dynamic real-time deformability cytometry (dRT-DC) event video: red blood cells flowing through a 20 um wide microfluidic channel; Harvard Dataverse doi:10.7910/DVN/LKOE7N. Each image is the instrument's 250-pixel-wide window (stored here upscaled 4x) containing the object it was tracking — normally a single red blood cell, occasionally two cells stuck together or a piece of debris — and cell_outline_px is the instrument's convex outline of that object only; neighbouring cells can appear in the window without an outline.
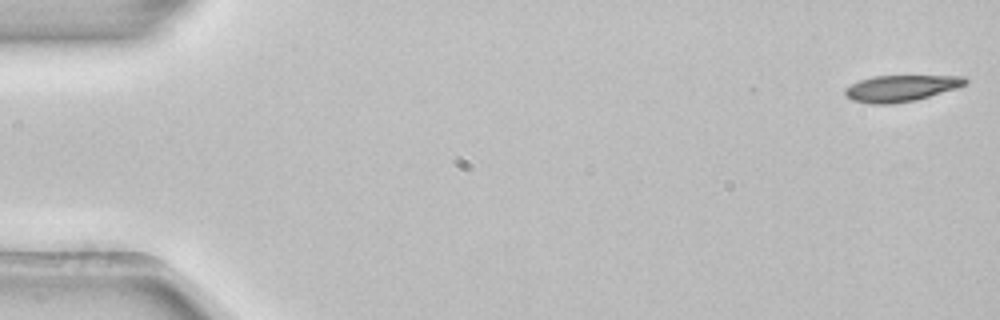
{"species": "common noctule bat (a hibernating species)", "species_latin": "Nyctalus noctula", "temperature_condition": "room temperature", "stored_images_in_passage": 4, "camera_frame_rate_fps": 3000, "um_per_image_px": 0.085, "animal": {"sex": "female", "body_mass_g": 22.7, "forearm_length_mm": 54.2}, "frame": {"image": 1, "passage_image": 1, "time_ms": 0.0, "image_size_px": [1000, 320], "cell_outline_px": [[968, 80], [964, 84], [956, 88], [916, 100], [892, 104], [872, 104], [852, 100], [844, 92], [844, 88], [860, 80], [872, 76], [964, 76]], "centroid_in_image_um": [76.56, 7.5], "position_along_channel_um": 8.4, "area_um2": 18.26}}
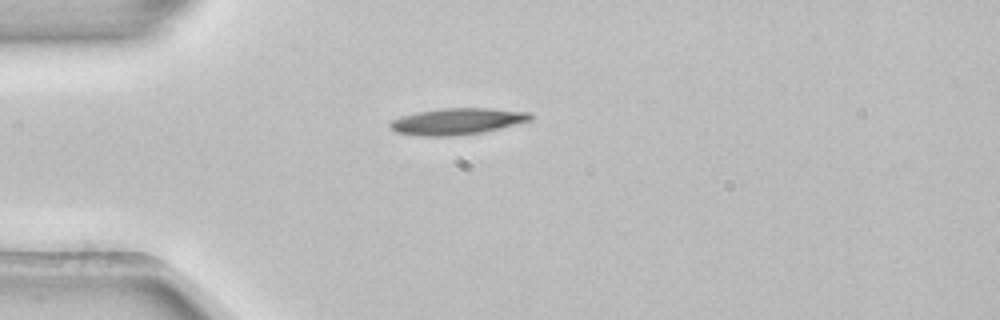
{"frame": {"image": 2, "passage_image": 4, "time_ms": 1.0, "image_size_px": [1000, 320], "cell_outline_px": [[532, 120], [484, 132], [456, 136], [416, 136], [396, 132], [388, 124], [392, 120], [400, 116], [416, 112], [444, 108], [488, 108], [532, 112]], "centroid_in_image_um": [38.86, 10.32], "position_along_channel_um": 46.1, "area_um2": 21.79}}